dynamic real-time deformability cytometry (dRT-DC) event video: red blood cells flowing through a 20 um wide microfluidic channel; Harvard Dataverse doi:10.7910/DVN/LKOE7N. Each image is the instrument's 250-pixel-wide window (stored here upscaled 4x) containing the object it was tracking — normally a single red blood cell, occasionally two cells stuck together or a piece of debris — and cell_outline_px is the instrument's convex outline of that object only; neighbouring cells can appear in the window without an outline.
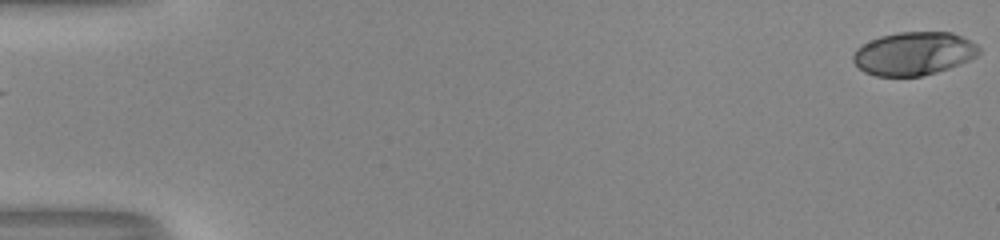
{"species": "human", "species_latin": "Homo sapiens", "temperature_condition": "room temperature", "stored_images_in_passage": 54, "camera_frame_rate_fps": 3000, "um_per_image_px": 0.085, "donor": {"sex": "male"}, "frame": {"image": 1, "passage_image": 1, "time_ms": 0.0, "image_size_px": [1000, 240], "cell_outline_px": [[980, 52], [976, 56], [960, 64], [936, 72], [920, 76], [876, 76], [864, 72], [852, 60], [852, 56], [856, 48], [880, 36], [900, 32], [952, 32], [976, 44], [980, 48]], "centroid_in_image_um": [77.66, 4.55], "position_along_channel_um": 7.3, "area_um2": 31.5}}
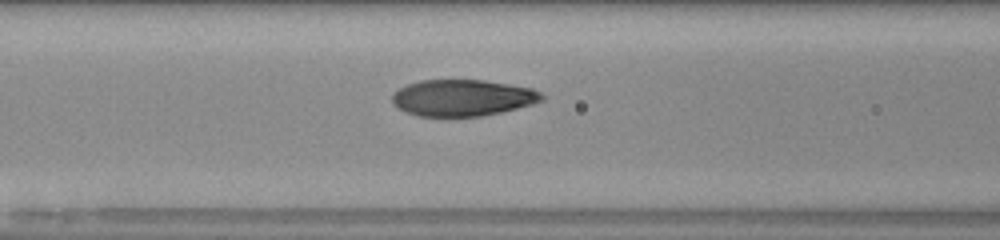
{"frame": {"image": 2, "passage_image": 24, "time_ms": 7.667, "image_size_px": [1000, 240], "cell_outline_px": [[544, 100], [532, 104], [500, 112], [480, 116], [420, 116], [408, 112], [400, 108], [392, 100], [392, 92], [408, 84], [420, 80], [484, 80], [532, 88], [540, 92], [544, 96]], "centroid_in_image_um": [39.33, 8.3], "position_along_channel_um": 127.3, "area_um2": 31.5}}
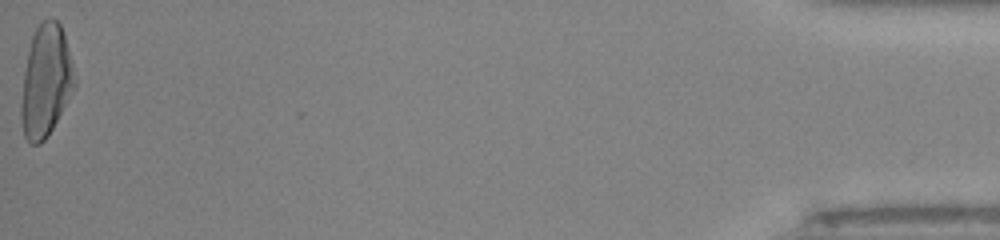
{"frame": {"image": 3, "passage_image": 54, "time_ms": 17.667, "image_size_px": [1000, 240], "cell_outline_px": [[76, 88], [52, 128], [44, 140], [40, 144], [28, 144], [24, 136], [20, 116], [20, 104], [24, 72], [28, 52], [32, 36], [36, 28], [48, 16], [52, 16], [60, 24], [64, 36], [72, 64], [76, 80]], "centroid_in_image_um": [3.89, 6.91], "position_along_channel_um": 431.3, "area_um2": 34.85}, "authors_computed_cell_mechanics": {"area_um2": 32.8304, "velocity_mm_per_s": 4.0375, "shape_relaxation_time_tau1_ms": 6.1425, "shape_relaxation_time_tau2_ms": 0.7198, "deformation_change_tau1": 0.2504, "deformation_change_tau2": 0.0567}}